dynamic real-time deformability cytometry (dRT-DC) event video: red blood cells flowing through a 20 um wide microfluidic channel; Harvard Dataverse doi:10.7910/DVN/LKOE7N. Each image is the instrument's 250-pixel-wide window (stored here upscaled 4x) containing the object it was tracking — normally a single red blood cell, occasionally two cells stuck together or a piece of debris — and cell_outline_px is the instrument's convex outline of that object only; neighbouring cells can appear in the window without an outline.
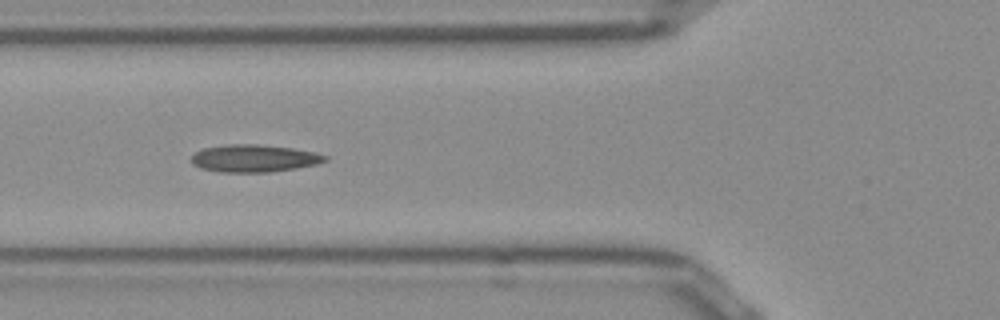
{"species": "Egyptian fruit bat (a non-hibernating species)", "species_latin": "Rousettus aegyptiacus", "temperature_condition": "room temperature", "stored_images_in_passage": 5, "camera_frame_rate_fps": 3000, "um_per_image_px": 0.085, "frame": {"image": 1, "passage_image": 2, "time_ms": 0.333, "image_size_px": [1000, 320], "cell_outline_px": [[328, 160], [316, 164], [296, 168], [272, 172], [220, 172], [200, 168], [192, 164], [192, 156], [196, 152], [204, 148], [228, 144], [256, 144], [292, 148], [312, 152], [328, 156]], "centroid_in_image_um": [21.59, 13.46], "position_along_channel_um": 104.2, "area_um2": 21.27}}